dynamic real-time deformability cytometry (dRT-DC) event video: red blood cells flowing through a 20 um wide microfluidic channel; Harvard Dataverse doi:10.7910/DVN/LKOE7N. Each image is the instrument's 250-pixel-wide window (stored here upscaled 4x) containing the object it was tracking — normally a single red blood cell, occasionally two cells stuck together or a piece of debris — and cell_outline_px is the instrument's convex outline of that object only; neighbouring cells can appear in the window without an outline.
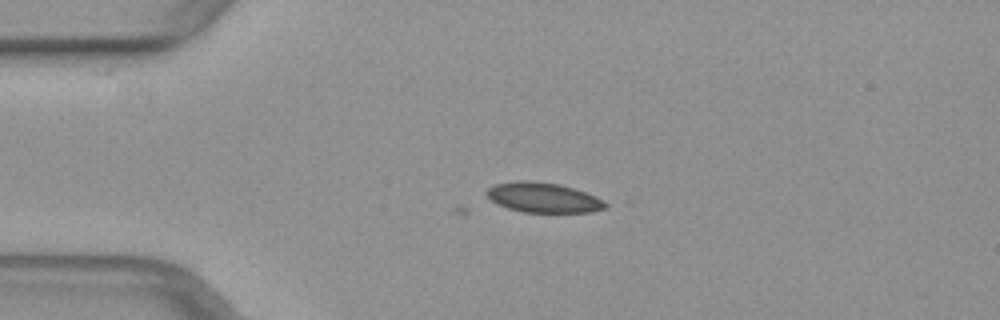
{"species": "common noctule bat (a hibernating species)", "species_latin": "Nyctalus noctula", "temperature_condition": "warm", "stored_images_in_passage": 5, "camera_frame_rate_fps": 3000, "um_per_image_px": 0.085, "animal": {"sex": "female", "body_mass_g": 29.2, "forearm_length_mm": 56.3}, "frame": {"image": 1, "passage_image": 5, "time_ms": 1.333, "image_size_px": [1000, 320], "cell_outline_px": [[608, 208], [592, 212], [524, 212], [508, 208], [496, 204], [484, 192], [488, 188], [496, 184], [516, 180], [532, 180], [560, 184], [596, 196], [604, 200], [608, 204]], "centroid_in_image_um": [46.19, 16.79], "position_along_channel_um": 38.8, "area_um2": 20.87}}